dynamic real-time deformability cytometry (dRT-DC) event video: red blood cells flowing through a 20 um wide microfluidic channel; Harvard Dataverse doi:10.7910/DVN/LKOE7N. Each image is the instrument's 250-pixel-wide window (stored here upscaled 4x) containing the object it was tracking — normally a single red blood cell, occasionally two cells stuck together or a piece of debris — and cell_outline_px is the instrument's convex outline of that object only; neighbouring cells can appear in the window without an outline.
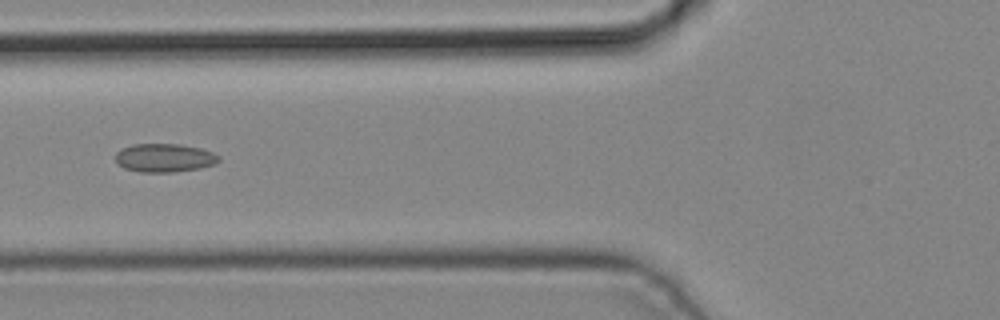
{"species": "common noctule bat (a hibernating species)", "species_latin": "Nyctalus noctula", "temperature_condition": "cold", "stored_images_in_passage": 3, "camera_frame_rate_fps": 3000, "um_per_image_px": 0.085, "animal": {"sex": "male", "body_mass_g": 19.2, "forearm_length_mm": 51.8}, "frame": {"image": 1, "passage_image": 3, "time_ms": 0.667, "image_size_px": [1000, 320], "cell_outline_px": [[220, 160], [212, 164], [200, 168], [172, 172], [140, 172], [124, 168], [116, 164], [116, 152], [120, 148], [132, 144], [180, 144], [200, 148], [212, 152], [220, 156]], "centroid_in_image_um": [13.93, 13.41], "position_along_channel_um": 111.9, "area_um2": 17.22}}